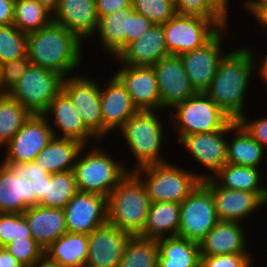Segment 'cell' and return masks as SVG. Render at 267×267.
<instances>
[{
	"instance_id": "cell-41",
	"label": "cell",
	"mask_w": 267,
	"mask_h": 267,
	"mask_svg": "<svg viewBox=\"0 0 267 267\" xmlns=\"http://www.w3.org/2000/svg\"><path fill=\"white\" fill-rule=\"evenodd\" d=\"M132 8L153 24H165L177 14L174 0H132Z\"/></svg>"
},
{
	"instance_id": "cell-33",
	"label": "cell",
	"mask_w": 267,
	"mask_h": 267,
	"mask_svg": "<svg viewBox=\"0 0 267 267\" xmlns=\"http://www.w3.org/2000/svg\"><path fill=\"white\" fill-rule=\"evenodd\" d=\"M132 7L123 8L112 14L99 18V23L94 35L105 54L112 56L113 60L124 50V32H126L127 14Z\"/></svg>"
},
{
	"instance_id": "cell-39",
	"label": "cell",
	"mask_w": 267,
	"mask_h": 267,
	"mask_svg": "<svg viewBox=\"0 0 267 267\" xmlns=\"http://www.w3.org/2000/svg\"><path fill=\"white\" fill-rule=\"evenodd\" d=\"M27 57V34L13 24L0 26V63Z\"/></svg>"
},
{
	"instance_id": "cell-30",
	"label": "cell",
	"mask_w": 267,
	"mask_h": 267,
	"mask_svg": "<svg viewBox=\"0 0 267 267\" xmlns=\"http://www.w3.org/2000/svg\"><path fill=\"white\" fill-rule=\"evenodd\" d=\"M157 267H200V244L180 236L157 240Z\"/></svg>"
},
{
	"instance_id": "cell-55",
	"label": "cell",
	"mask_w": 267,
	"mask_h": 267,
	"mask_svg": "<svg viewBox=\"0 0 267 267\" xmlns=\"http://www.w3.org/2000/svg\"><path fill=\"white\" fill-rule=\"evenodd\" d=\"M45 9H47L51 14L57 8L59 0H37Z\"/></svg>"
},
{
	"instance_id": "cell-46",
	"label": "cell",
	"mask_w": 267,
	"mask_h": 267,
	"mask_svg": "<svg viewBox=\"0 0 267 267\" xmlns=\"http://www.w3.org/2000/svg\"><path fill=\"white\" fill-rule=\"evenodd\" d=\"M153 23L133 9L127 14L126 32H124V49L139 39Z\"/></svg>"
},
{
	"instance_id": "cell-1",
	"label": "cell",
	"mask_w": 267,
	"mask_h": 267,
	"mask_svg": "<svg viewBox=\"0 0 267 267\" xmlns=\"http://www.w3.org/2000/svg\"><path fill=\"white\" fill-rule=\"evenodd\" d=\"M255 75L252 51L244 46L232 50L220 60L217 72L205 94L232 120L246 113V97Z\"/></svg>"
},
{
	"instance_id": "cell-9",
	"label": "cell",
	"mask_w": 267,
	"mask_h": 267,
	"mask_svg": "<svg viewBox=\"0 0 267 267\" xmlns=\"http://www.w3.org/2000/svg\"><path fill=\"white\" fill-rule=\"evenodd\" d=\"M63 80L61 75L30 63L8 94L31 114L43 115L62 90Z\"/></svg>"
},
{
	"instance_id": "cell-34",
	"label": "cell",
	"mask_w": 267,
	"mask_h": 267,
	"mask_svg": "<svg viewBox=\"0 0 267 267\" xmlns=\"http://www.w3.org/2000/svg\"><path fill=\"white\" fill-rule=\"evenodd\" d=\"M32 114L8 93L0 96V148H4Z\"/></svg>"
},
{
	"instance_id": "cell-47",
	"label": "cell",
	"mask_w": 267,
	"mask_h": 267,
	"mask_svg": "<svg viewBox=\"0 0 267 267\" xmlns=\"http://www.w3.org/2000/svg\"><path fill=\"white\" fill-rule=\"evenodd\" d=\"M246 113L239 122L251 134V136L264 148L267 149V116L251 119Z\"/></svg>"
},
{
	"instance_id": "cell-12",
	"label": "cell",
	"mask_w": 267,
	"mask_h": 267,
	"mask_svg": "<svg viewBox=\"0 0 267 267\" xmlns=\"http://www.w3.org/2000/svg\"><path fill=\"white\" fill-rule=\"evenodd\" d=\"M228 27L221 28L202 47L180 55L185 72L196 93H205L209 89L220 60L228 53L223 51L225 45L223 38L227 37V32L231 30Z\"/></svg>"
},
{
	"instance_id": "cell-36",
	"label": "cell",
	"mask_w": 267,
	"mask_h": 267,
	"mask_svg": "<svg viewBox=\"0 0 267 267\" xmlns=\"http://www.w3.org/2000/svg\"><path fill=\"white\" fill-rule=\"evenodd\" d=\"M158 255L157 240L131 236L118 267H157Z\"/></svg>"
},
{
	"instance_id": "cell-6",
	"label": "cell",
	"mask_w": 267,
	"mask_h": 267,
	"mask_svg": "<svg viewBox=\"0 0 267 267\" xmlns=\"http://www.w3.org/2000/svg\"><path fill=\"white\" fill-rule=\"evenodd\" d=\"M172 161L133 171L145 184L151 202L181 203L202 181L201 173Z\"/></svg>"
},
{
	"instance_id": "cell-43",
	"label": "cell",
	"mask_w": 267,
	"mask_h": 267,
	"mask_svg": "<svg viewBox=\"0 0 267 267\" xmlns=\"http://www.w3.org/2000/svg\"><path fill=\"white\" fill-rule=\"evenodd\" d=\"M177 14L204 19H225L208 0H174Z\"/></svg>"
},
{
	"instance_id": "cell-23",
	"label": "cell",
	"mask_w": 267,
	"mask_h": 267,
	"mask_svg": "<svg viewBox=\"0 0 267 267\" xmlns=\"http://www.w3.org/2000/svg\"><path fill=\"white\" fill-rule=\"evenodd\" d=\"M236 221H218L199 243L201 256L253 254L247 246V231Z\"/></svg>"
},
{
	"instance_id": "cell-28",
	"label": "cell",
	"mask_w": 267,
	"mask_h": 267,
	"mask_svg": "<svg viewBox=\"0 0 267 267\" xmlns=\"http://www.w3.org/2000/svg\"><path fill=\"white\" fill-rule=\"evenodd\" d=\"M83 146L84 144L77 140L54 136L34 161L48 174L70 171L74 169Z\"/></svg>"
},
{
	"instance_id": "cell-7",
	"label": "cell",
	"mask_w": 267,
	"mask_h": 267,
	"mask_svg": "<svg viewBox=\"0 0 267 267\" xmlns=\"http://www.w3.org/2000/svg\"><path fill=\"white\" fill-rule=\"evenodd\" d=\"M169 115L170 121L167 123L171 126L169 128L174 127L172 132H177V141L186 135L224 129L232 121L205 93H196L178 103Z\"/></svg>"
},
{
	"instance_id": "cell-24",
	"label": "cell",
	"mask_w": 267,
	"mask_h": 267,
	"mask_svg": "<svg viewBox=\"0 0 267 267\" xmlns=\"http://www.w3.org/2000/svg\"><path fill=\"white\" fill-rule=\"evenodd\" d=\"M168 55L170 54L165 42L163 24H152L139 39L130 43L115 61L123 65L151 67Z\"/></svg>"
},
{
	"instance_id": "cell-45",
	"label": "cell",
	"mask_w": 267,
	"mask_h": 267,
	"mask_svg": "<svg viewBox=\"0 0 267 267\" xmlns=\"http://www.w3.org/2000/svg\"><path fill=\"white\" fill-rule=\"evenodd\" d=\"M252 254L201 256L200 267H253Z\"/></svg>"
},
{
	"instance_id": "cell-53",
	"label": "cell",
	"mask_w": 267,
	"mask_h": 267,
	"mask_svg": "<svg viewBox=\"0 0 267 267\" xmlns=\"http://www.w3.org/2000/svg\"><path fill=\"white\" fill-rule=\"evenodd\" d=\"M208 2L227 20L230 12V0H208ZM229 2V3H228ZM229 8V9H228Z\"/></svg>"
},
{
	"instance_id": "cell-44",
	"label": "cell",
	"mask_w": 267,
	"mask_h": 267,
	"mask_svg": "<svg viewBox=\"0 0 267 267\" xmlns=\"http://www.w3.org/2000/svg\"><path fill=\"white\" fill-rule=\"evenodd\" d=\"M30 63L28 56L2 63L0 69V91L8 93L18 82Z\"/></svg>"
},
{
	"instance_id": "cell-48",
	"label": "cell",
	"mask_w": 267,
	"mask_h": 267,
	"mask_svg": "<svg viewBox=\"0 0 267 267\" xmlns=\"http://www.w3.org/2000/svg\"><path fill=\"white\" fill-rule=\"evenodd\" d=\"M98 17L132 7V0H95Z\"/></svg>"
},
{
	"instance_id": "cell-27",
	"label": "cell",
	"mask_w": 267,
	"mask_h": 267,
	"mask_svg": "<svg viewBox=\"0 0 267 267\" xmlns=\"http://www.w3.org/2000/svg\"><path fill=\"white\" fill-rule=\"evenodd\" d=\"M264 172L253 167L226 163L212 178L224 188L256 193L267 204V184L263 182L267 178Z\"/></svg>"
},
{
	"instance_id": "cell-18",
	"label": "cell",
	"mask_w": 267,
	"mask_h": 267,
	"mask_svg": "<svg viewBox=\"0 0 267 267\" xmlns=\"http://www.w3.org/2000/svg\"><path fill=\"white\" fill-rule=\"evenodd\" d=\"M125 86L138 110L162 111L158 82L152 67L121 64L112 72Z\"/></svg>"
},
{
	"instance_id": "cell-13",
	"label": "cell",
	"mask_w": 267,
	"mask_h": 267,
	"mask_svg": "<svg viewBox=\"0 0 267 267\" xmlns=\"http://www.w3.org/2000/svg\"><path fill=\"white\" fill-rule=\"evenodd\" d=\"M235 122L232 120L224 129L186 135L178 141L198 167L206 168L207 171L201 173L202 180L212 177L226 164L228 129Z\"/></svg>"
},
{
	"instance_id": "cell-11",
	"label": "cell",
	"mask_w": 267,
	"mask_h": 267,
	"mask_svg": "<svg viewBox=\"0 0 267 267\" xmlns=\"http://www.w3.org/2000/svg\"><path fill=\"white\" fill-rule=\"evenodd\" d=\"M79 73L63 80L62 90L70 97L85 127L103 140V120L100 101V79Z\"/></svg>"
},
{
	"instance_id": "cell-25",
	"label": "cell",
	"mask_w": 267,
	"mask_h": 267,
	"mask_svg": "<svg viewBox=\"0 0 267 267\" xmlns=\"http://www.w3.org/2000/svg\"><path fill=\"white\" fill-rule=\"evenodd\" d=\"M32 238L45 250L67 233L63 209L31 206L23 212Z\"/></svg>"
},
{
	"instance_id": "cell-49",
	"label": "cell",
	"mask_w": 267,
	"mask_h": 267,
	"mask_svg": "<svg viewBox=\"0 0 267 267\" xmlns=\"http://www.w3.org/2000/svg\"><path fill=\"white\" fill-rule=\"evenodd\" d=\"M15 0H0V26L13 24Z\"/></svg>"
},
{
	"instance_id": "cell-5",
	"label": "cell",
	"mask_w": 267,
	"mask_h": 267,
	"mask_svg": "<svg viewBox=\"0 0 267 267\" xmlns=\"http://www.w3.org/2000/svg\"><path fill=\"white\" fill-rule=\"evenodd\" d=\"M150 205L145 184L134 172H128L107 197L108 222L132 236L139 235Z\"/></svg>"
},
{
	"instance_id": "cell-29",
	"label": "cell",
	"mask_w": 267,
	"mask_h": 267,
	"mask_svg": "<svg viewBox=\"0 0 267 267\" xmlns=\"http://www.w3.org/2000/svg\"><path fill=\"white\" fill-rule=\"evenodd\" d=\"M180 224V203L151 202L140 237L159 240L177 236Z\"/></svg>"
},
{
	"instance_id": "cell-4",
	"label": "cell",
	"mask_w": 267,
	"mask_h": 267,
	"mask_svg": "<svg viewBox=\"0 0 267 267\" xmlns=\"http://www.w3.org/2000/svg\"><path fill=\"white\" fill-rule=\"evenodd\" d=\"M159 112L138 110L118 131L134 157L131 172L146 165L169 162L162 153L167 132Z\"/></svg>"
},
{
	"instance_id": "cell-40",
	"label": "cell",
	"mask_w": 267,
	"mask_h": 267,
	"mask_svg": "<svg viewBox=\"0 0 267 267\" xmlns=\"http://www.w3.org/2000/svg\"><path fill=\"white\" fill-rule=\"evenodd\" d=\"M28 238H32L31 231L23 214L0 213V247Z\"/></svg>"
},
{
	"instance_id": "cell-19",
	"label": "cell",
	"mask_w": 267,
	"mask_h": 267,
	"mask_svg": "<svg viewBox=\"0 0 267 267\" xmlns=\"http://www.w3.org/2000/svg\"><path fill=\"white\" fill-rule=\"evenodd\" d=\"M111 74V78L100 82L103 138L109 137L111 132L119 131L128 119L138 111L125 86L113 73Z\"/></svg>"
},
{
	"instance_id": "cell-8",
	"label": "cell",
	"mask_w": 267,
	"mask_h": 267,
	"mask_svg": "<svg viewBox=\"0 0 267 267\" xmlns=\"http://www.w3.org/2000/svg\"><path fill=\"white\" fill-rule=\"evenodd\" d=\"M226 19H204L176 14L163 24L169 54L182 55L206 44L221 28L229 26Z\"/></svg>"
},
{
	"instance_id": "cell-15",
	"label": "cell",
	"mask_w": 267,
	"mask_h": 267,
	"mask_svg": "<svg viewBox=\"0 0 267 267\" xmlns=\"http://www.w3.org/2000/svg\"><path fill=\"white\" fill-rule=\"evenodd\" d=\"M63 211L68 233L89 235L108 222L107 197L97 193L78 191Z\"/></svg>"
},
{
	"instance_id": "cell-3",
	"label": "cell",
	"mask_w": 267,
	"mask_h": 267,
	"mask_svg": "<svg viewBox=\"0 0 267 267\" xmlns=\"http://www.w3.org/2000/svg\"><path fill=\"white\" fill-rule=\"evenodd\" d=\"M100 142L102 145V141H98L95 143L96 145L89 143L82 147L73 171L78 191L97 193L108 197L127 173L131 172V168L126 167L128 161L116 160L112 153L110 155L107 152V149L100 148Z\"/></svg>"
},
{
	"instance_id": "cell-26",
	"label": "cell",
	"mask_w": 267,
	"mask_h": 267,
	"mask_svg": "<svg viewBox=\"0 0 267 267\" xmlns=\"http://www.w3.org/2000/svg\"><path fill=\"white\" fill-rule=\"evenodd\" d=\"M228 136L226 163L264 170L262 163L264 165L263 161L266 159L265 148L251 136L239 121H236L228 129Z\"/></svg>"
},
{
	"instance_id": "cell-10",
	"label": "cell",
	"mask_w": 267,
	"mask_h": 267,
	"mask_svg": "<svg viewBox=\"0 0 267 267\" xmlns=\"http://www.w3.org/2000/svg\"><path fill=\"white\" fill-rule=\"evenodd\" d=\"M218 221L211 190L201 181L180 203L177 236L200 243Z\"/></svg>"
},
{
	"instance_id": "cell-2",
	"label": "cell",
	"mask_w": 267,
	"mask_h": 267,
	"mask_svg": "<svg viewBox=\"0 0 267 267\" xmlns=\"http://www.w3.org/2000/svg\"><path fill=\"white\" fill-rule=\"evenodd\" d=\"M82 44L83 41L76 34L51 22L27 34V56L31 64L51 70L65 79L75 75V70L83 65L85 52H82Z\"/></svg>"
},
{
	"instance_id": "cell-14",
	"label": "cell",
	"mask_w": 267,
	"mask_h": 267,
	"mask_svg": "<svg viewBox=\"0 0 267 267\" xmlns=\"http://www.w3.org/2000/svg\"><path fill=\"white\" fill-rule=\"evenodd\" d=\"M53 137L47 118L32 114L4 147L2 162H33Z\"/></svg>"
},
{
	"instance_id": "cell-35",
	"label": "cell",
	"mask_w": 267,
	"mask_h": 267,
	"mask_svg": "<svg viewBox=\"0 0 267 267\" xmlns=\"http://www.w3.org/2000/svg\"><path fill=\"white\" fill-rule=\"evenodd\" d=\"M78 192L73 170L58 172L47 177L46 194L38 202L45 208L64 209L65 205Z\"/></svg>"
},
{
	"instance_id": "cell-17",
	"label": "cell",
	"mask_w": 267,
	"mask_h": 267,
	"mask_svg": "<svg viewBox=\"0 0 267 267\" xmlns=\"http://www.w3.org/2000/svg\"><path fill=\"white\" fill-rule=\"evenodd\" d=\"M202 182L211 190L219 221L242 223L247 217L253 216L252 213L266 206V203L256 193L224 188L212 177L203 179Z\"/></svg>"
},
{
	"instance_id": "cell-52",
	"label": "cell",
	"mask_w": 267,
	"mask_h": 267,
	"mask_svg": "<svg viewBox=\"0 0 267 267\" xmlns=\"http://www.w3.org/2000/svg\"><path fill=\"white\" fill-rule=\"evenodd\" d=\"M0 267H24L5 247H0Z\"/></svg>"
},
{
	"instance_id": "cell-16",
	"label": "cell",
	"mask_w": 267,
	"mask_h": 267,
	"mask_svg": "<svg viewBox=\"0 0 267 267\" xmlns=\"http://www.w3.org/2000/svg\"><path fill=\"white\" fill-rule=\"evenodd\" d=\"M151 67L158 82L162 111H169L178 103L196 94L185 72L180 55L165 56Z\"/></svg>"
},
{
	"instance_id": "cell-42",
	"label": "cell",
	"mask_w": 267,
	"mask_h": 267,
	"mask_svg": "<svg viewBox=\"0 0 267 267\" xmlns=\"http://www.w3.org/2000/svg\"><path fill=\"white\" fill-rule=\"evenodd\" d=\"M5 248L24 267H32L44 255V249L33 238L12 240Z\"/></svg>"
},
{
	"instance_id": "cell-22",
	"label": "cell",
	"mask_w": 267,
	"mask_h": 267,
	"mask_svg": "<svg viewBox=\"0 0 267 267\" xmlns=\"http://www.w3.org/2000/svg\"><path fill=\"white\" fill-rule=\"evenodd\" d=\"M52 22L73 32L84 43L89 42L99 23L95 0H59Z\"/></svg>"
},
{
	"instance_id": "cell-21",
	"label": "cell",
	"mask_w": 267,
	"mask_h": 267,
	"mask_svg": "<svg viewBox=\"0 0 267 267\" xmlns=\"http://www.w3.org/2000/svg\"><path fill=\"white\" fill-rule=\"evenodd\" d=\"M43 115L47 118L55 137L77 140L84 145L99 141L85 127L70 97L63 90L55 96Z\"/></svg>"
},
{
	"instance_id": "cell-56",
	"label": "cell",
	"mask_w": 267,
	"mask_h": 267,
	"mask_svg": "<svg viewBox=\"0 0 267 267\" xmlns=\"http://www.w3.org/2000/svg\"><path fill=\"white\" fill-rule=\"evenodd\" d=\"M243 7H267V0H243Z\"/></svg>"
},
{
	"instance_id": "cell-31",
	"label": "cell",
	"mask_w": 267,
	"mask_h": 267,
	"mask_svg": "<svg viewBox=\"0 0 267 267\" xmlns=\"http://www.w3.org/2000/svg\"><path fill=\"white\" fill-rule=\"evenodd\" d=\"M44 254L62 267H84L88 255V235L64 233L44 250Z\"/></svg>"
},
{
	"instance_id": "cell-32",
	"label": "cell",
	"mask_w": 267,
	"mask_h": 267,
	"mask_svg": "<svg viewBox=\"0 0 267 267\" xmlns=\"http://www.w3.org/2000/svg\"><path fill=\"white\" fill-rule=\"evenodd\" d=\"M5 164L17 177L22 179L23 187V203L29 208L38 205V202L46 194L48 174L39 165L33 162L18 163V162H2Z\"/></svg>"
},
{
	"instance_id": "cell-51",
	"label": "cell",
	"mask_w": 267,
	"mask_h": 267,
	"mask_svg": "<svg viewBox=\"0 0 267 267\" xmlns=\"http://www.w3.org/2000/svg\"><path fill=\"white\" fill-rule=\"evenodd\" d=\"M248 48L252 51L254 62H255V76L258 75L260 79H262V82H265L267 85V51L266 55H263L262 58L259 60V58H256L255 54L253 53L254 49H252V46ZM258 59V60H257Z\"/></svg>"
},
{
	"instance_id": "cell-38",
	"label": "cell",
	"mask_w": 267,
	"mask_h": 267,
	"mask_svg": "<svg viewBox=\"0 0 267 267\" xmlns=\"http://www.w3.org/2000/svg\"><path fill=\"white\" fill-rule=\"evenodd\" d=\"M22 179L0 163V213H19L28 208L23 203Z\"/></svg>"
},
{
	"instance_id": "cell-50",
	"label": "cell",
	"mask_w": 267,
	"mask_h": 267,
	"mask_svg": "<svg viewBox=\"0 0 267 267\" xmlns=\"http://www.w3.org/2000/svg\"><path fill=\"white\" fill-rule=\"evenodd\" d=\"M245 10L254 17L259 27L267 30V7H245Z\"/></svg>"
},
{
	"instance_id": "cell-54",
	"label": "cell",
	"mask_w": 267,
	"mask_h": 267,
	"mask_svg": "<svg viewBox=\"0 0 267 267\" xmlns=\"http://www.w3.org/2000/svg\"><path fill=\"white\" fill-rule=\"evenodd\" d=\"M32 267H62L59 263L43 255Z\"/></svg>"
},
{
	"instance_id": "cell-37",
	"label": "cell",
	"mask_w": 267,
	"mask_h": 267,
	"mask_svg": "<svg viewBox=\"0 0 267 267\" xmlns=\"http://www.w3.org/2000/svg\"><path fill=\"white\" fill-rule=\"evenodd\" d=\"M52 22V14L37 0H15L13 25L26 34Z\"/></svg>"
},
{
	"instance_id": "cell-20",
	"label": "cell",
	"mask_w": 267,
	"mask_h": 267,
	"mask_svg": "<svg viewBox=\"0 0 267 267\" xmlns=\"http://www.w3.org/2000/svg\"><path fill=\"white\" fill-rule=\"evenodd\" d=\"M132 235L106 222L88 235V255L84 267H118Z\"/></svg>"
}]
</instances>
